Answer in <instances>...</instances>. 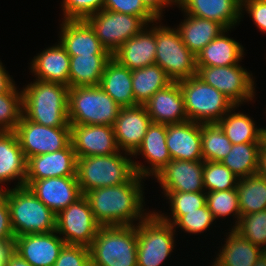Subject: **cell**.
<instances>
[{"instance_id": "11a10c76", "label": "cell", "mask_w": 266, "mask_h": 266, "mask_svg": "<svg viewBox=\"0 0 266 266\" xmlns=\"http://www.w3.org/2000/svg\"><path fill=\"white\" fill-rule=\"evenodd\" d=\"M7 248L0 246V266H4L5 251Z\"/></svg>"}, {"instance_id": "7a4b0ae2", "label": "cell", "mask_w": 266, "mask_h": 266, "mask_svg": "<svg viewBox=\"0 0 266 266\" xmlns=\"http://www.w3.org/2000/svg\"><path fill=\"white\" fill-rule=\"evenodd\" d=\"M68 90L64 84L35 79L22 89L23 115L47 127H70Z\"/></svg>"}, {"instance_id": "f6af8a7d", "label": "cell", "mask_w": 266, "mask_h": 266, "mask_svg": "<svg viewBox=\"0 0 266 266\" xmlns=\"http://www.w3.org/2000/svg\"><path fill=\"white\" fill-rule=\"evenodd\" d=\"M103 9L140 17L147 25L158 20L142 0H104Z\"/></svg>"}, {"instance_id": "f907efd6", "label": "cell", "mask_w": 266, "mask_h": 266, "mask_svg": "<svg viewBox=\"0 0 266 266\" xmlns=\"http://www.w3.org/2000/svg\"><path fill=\"white\" fill-rule=\"evenodd\" d=\"M4 266H31L12 248H7L5 251Z\"/></svg>"}, {"instance_id": "d4e9b609", "label": "cell", "mask_w": 266, "mask_h": 266, "mask_svg": "<svg viewBox=\"0 0 266 266\" xmlns=\"http://www.w3.org/2000/svg\"><path fill=\"white\" fill-rule=\"evenodd\" d=\"M59 42L70 56L110 54L86 20H63Z\"/></svg>"}, {"instance_id": "7bdbcfd3", "label": "cell", "mask_w": 266, "mask_h": 266, "mask_svg": "<svg viewBox=\"0 0 266 266\" xmlns=\"http://www.w3.org/2000/svg\"><path fill=\"white\" fill-rule=\"evenodd\" d=\"M214 221L215 218L206 204L196 211L181 215L172 225L174 229L180 228L184 233L200 234L208 230Z\"/></svg>"}, {"instance_id": "8992f818", "label": "cell", "mask_w": 266, "mask_h": 266, "mask_svg": "<svg viewBox=\"0 0 266 266\" xmlns=\"http://www.w3.org/2000/svg\"><path fill=\"white\" fill-rule=\"evenodd\" d=\"M120 109L100 86H76L68 90L69 124L113 126Z\"/></svg>"}, {"instance_id": "8d00e7d4", "label": "cell", "mask_w": 266, "mask_h": 266, "mask_svg": "<svg viewBox=\"0 0 266 266\" xmlns=\"http://www.w3.org/2000/svg\"><path fill=\"white\" fill-rule=\"evenodd\" d=\"M203 161L220 162L231 151L233 144L218 123L201 124Z\"/></svg>"}, {"instance_id": "8fae6325", "label": "cell", "mask_w": 266, "mask_h": 266, "mask_svg": "<svg viewBox=\"0 0 266 266\" xmlns=\"http://www.w3.org/2000/svg\"><path fill=\"white\" fill-rule=\"evenodd\" d=\"M86 21L111 55L147 25L140 17L104 9L91 15Z\"/></svg>"}, {"instance_id": "ba28073f", "label": "cell", "mask_w": 266, "mask_h": 266, "mask_svg": "<svg viewBox=\"0 0 266 266\" xmlns=\"http://www.w3.org/2000/svg\"><path fill=\"white\" fill-rule=\"evenodd\" d=\"M176 230L155 210L137 224V266H160L175 246Z\"/></svg>"}, {"instance_id": "603a6c76", "label": "cell", "mask_w": 266, "mask_h": 266, "mask_svg": "<svg viewBox=\"0 0 266 266\" xmlns=\"http://www.w3.org/2000/svg\"><path fill=\"white\" fill-rule=\"evenodd\" d=\"M177 7L188 15L216 21L226 29L235 28L244 15L240 0H177Z\"/></svg>"}, {"instance_id": "5bb4252c", "label": "cell", "mask_w": 266, "mask_h": 266, "mask_svg": "<svg viewBox=\"0 0 266 266\" xmlns=\"http://www.w3.org/2000/svg\"><path fill=\"white\" fill-rule=\"evenodd\" d=\"M71 143L77 158L120 152L113 126L70 124Z\"/></svg>"}, {"instance_id": "484cf974", "label": "cell", "mask_w": 266, "mask_h": 266, "mask_svg": "<svg viewBox=\"0 0 266 266\" xmlns=\"http://www.w3.org/2000/svg\"><path fill=\"white\" fill-rule=\"evenodd\" d=\"M30 65L36 80L69 86L70 55L59 41L34 56Z\"/></svg>"}, {"instance_id": "3957f363", "label": "cell", "mask_w": 266, "mask_h": 266, "mask_svg": "<svg viewBox=\"0 0 266 266\" xmlns=\"http://www.w3.org/2000/svg\"><path fill=\"white\" fill-rule=\"evenodd\" d=\"M131 157V154L120 151L103 156L77 158L76 177L82 194L96 188L128 182L136 174Z\"/></svg>"}, {"instance_id": "74e56055", "label": "cell", "mask_w": 266, "mask_h": 266, "mask_svg": "<svg viewBox=\"0 0 266 266\" xmlns=\"http://www.w3.org/2000/svg\"><path fill=\"white\" fill-rule=\"evenodd\" d=\"M169 202L170 215L155 212L162 220L173 224L181 215L196 211L206 205V192L162 191ZM167 215V216H166ZM171 216V217H170Z\"/></svg>"}, {"instance_id": "5b68a950", "label": "cell", "mask_w": 266, "mask_h": 266, "mask_svg": "<svg viewBox=\"0 0 266 266\" xmlns=\"http://www.w3.org/2000/svg\"><path fill=\"white\" fill-rule=\"evenodd\" d=\"M89 249L91 266H137V225L101 226Z\"/></svg>"}, {"instance_id": "816d5d0a", "label": "cell", "mask_w": 266, "mask_h": 266, "mask_svg": "<svg viewBox=\"0 0 266 266\" xmlns=\"http://www.w3.org/2000/svg\"><path fill=\"white\" fill-rule=\"evenodd\" d=\"M5 68L0 60V94L8 92L16 85L13 77H10L9 72Z\"/></svg>"}, {"instance_id": "60d3db41", "label": "cell", "mask_w": 266, "mask_h": 266, "mask_svg": "<svg viewBox=\"0 0 266 266\" xmlns=\"http://www.w3.org/2000/svg\"><path fill=\"white\" fill-rule=\"evenodd\" d=\"M238 177L218 161H203V185L205 192L235 189Z\"/></svg>"}, {"instance_id": "7dc6e473", "label": "cell", "mask_w": 266, "mask_h": 266, "mask_svg": "<svg viewBox=\"0 0 266 266\" xmlns=\"http://www.w3.org/2000/svg\"><path fill=\"white\" fill-rule=\"evenodd\" d=\"M15 235L11 225L10 210L6 196L0 191V246L12 248Z\"/></svg>"}, {"instance_id": "bcb514c9", "label": "cell", "mask_w": 266, "mask_h": 266, "mask_svg": "<svg viewBox=\"0 0 266 266\" xmlns=\"http://www.w3.org/2000/svg\"><path fill=\"white\" fill-rule=\"evenodd\" d=\"M53 266H91L89 247L64 244Z\"/></svg>"}, {"instance_id": "db71d44e", "label": "cell", "mask_w": 266, "mask_h": 266, "mask_svg": "<svg viewBox=\"0 0 266 266\" xmlns=\"http://www.w3.org/2000/svg\"><path fill=\"white\" fill-rule=\"evenodd\" d=\"M253 266H266V251L260 256Z\"/></svg>"}, {"instance_id": "f5cc1de1", "label": "cell", "mask_w": 266, "mask_h": 266, "mask_svg": "<svg viewBox=\"0 0 266 266\" xmlns=\"http://www.w3.org/2000/svg\"><path fill=\"white\" fill-rule=\"evenodd\" d=\"M257 174L266 179V149L263 146L259 153Z\"/></svg>"}, {"instance_id": "4316f807", "label": "cell", "mask_w": 266, "mask_h": 266, "mask_svg": "<svg viewBox=\"0 0 266 266\" xmlns=\"http://www.w3.org/2000/svg\"><path fill=\"white\" fill-rule=\"evenodd\" d=\"M27 159L14 131H0V184L18 180L13 187L24 186ZM3 182V183H2ZM0 185V191L3 186Z\"/></svg>"}, {"instance_id": "ee69618b", "label": "cell", "mask_w": 266, "mask_h": 266, "mask_svg": "<svg viewBox=\"0 0 266 266\" xmlns=\"http://www.w3.org/2000/svg\"><path fill=\"white\" fill-rule=\"evenodd\" d=\"M62 20H86L103 9L104 0H62Z\"/></svg>"}, {"instance_id": "4dcf8cb0", "label": "cell", "mask_w": 266, "mask_h": 266, "mask_svg": "<svg viewBox=\"0 0 266 266\" xmlns=\"http://www.w3.org/2000/svg\"><path fill=\"white\" fill-rule=\"evenodd\" d=\"M183 14L185 19L177 25L176 29L183 43L194 55H197L213 39L226 30L222 24L216 21Z\"/></svg>"}, {"instance_id": "d590c367", "label": "cell", "mask_w": 266, "mask_h": 266, "mask_svg": "<svg viewBox=\"0 0 266 266\" xmlns=\"http://www.w3.org/2000/svg\"><path fill=\"white\" fill-rule=\"evenodd\" d=\"M236 189L241 215L266 210V179L258 174L239 178Z\"/></svg>"}, {"instance_id": "e0dca14e", "label": "cell", "mask_w": 266, "mask_h": 266, "mask_svg": "<svg viewBox=\"0 0 266 266\" xmlns=\"http://www.w3.org/2000/svg\"><path fill=\"white\" fill-rule=\"evenodd\" d=\"M77 157L72 143L66 148L27 159V175L24 186L35 180L52 177L76 176Z\"/></svg>"}, {"instance_id": "c3c4849f", "label": "cell", "mask_w": 266, "mask_h": 266, "mask_svg": "<svg viewBox=\"0 0 266 266\" xmlns=\"http://www.w3.org/2000/svg\"><path fill=\"white\" fill-rule=\"evenodd\" d=\"M246 11L260 31L266 33V0H244L241 13Z\"/></svg>"}, {"instance_id": "7c38bea8", "label": "cell", "mask_w": 266, "mask_h": 266, "mask_svg": "<svg viewBox=\"0 0 266 266\" xmlns=\"http://www.w3.org/2000/svg\"><path fill=\"white\" fill-rule=\"evenodd\" d=\"M100 227L84 195L56 215V232L66 244L90 247Z\"/></svg>"}, {"instance_id": "9f6ffc18", "label": "cell", "mask_w": 266, "mask_h": 266, "mask_svg": "<svg viewBox=\"0 0 266 266\" xmlns=\"http://www.w3.org/2000/svg\"><path fill=\"white\" fill-rule=\"evenodd\" d=\"M262 146L266 149V127H262Z\"/></svg>"}, {"instance_id": "ffe728a7", "label": "cell", "mask_w": 266, "mask_h": 266, "mask_svg": "<svg viewBox=\"0 0 266 266\" xmlns=\"http://www.w3.org/2000/svg\"><path fill=\"white\" fill-rule=\"evenodd\" d=\"M28 187L56 215L83 196L76 176L35 180Z\"/></svg>"}, {"instance_id": "2e32d148", "label": "cell", "mask_w": 266, "mask_h": 266, "mask_svg": "<svg viewBox=\"0 0 266 266\" xmlns=\"http://www.w3.org/2000/svg\"><path fill=\"white\" fill-rule=\"evenodd\" d=\"M137 155H142L148 164L133 160L135 173L145 179L154 177L172 160L166 144V125L151 122L142 144L132 156L136 158Z\"/></svg>"}, {"instance_id": "7402d4cb", "label": "cell", "mask_w": 266, "mask_h": 266, "mask_svg": "<svg viewBox=\"0 0 266 266\" xmlns=\"http://www.w3.org/2000/svg\"><path fill=\"white\" fill-rule=\"evenodd\" d=\"M166 144L172 160L203 161L201 123L185 121L166 125Z\"/></svg>"}, {"instance_id": "d6a6232c", "label": "cell", "mask_w": 266, "mask_h": 266, "mask_svg": "<svg viewBox=\"0 0 266 266\" xmlns=\"http://www.w3.org/2000/svg\"><path fill=\"white\" fill-rule=\"evenodd\" d=\"M234 106L217 123L232 144L262 143V127L258 128L252 117L235 112Z\"/></svg>"}, {"instance_id": "d6986e66", "label": "cell", "mask_w": 266, "mask_h": 266, "mask_svg": "<svg viewBox=\"0 0 266 266\" xmlns=\"http://www.w3.org/2000/svg\"><path fill=\"white\" fill-rule=\"evenodd\" d=\"M151 122L144 105L121 107L113 125L119 149L133 155L142 144Z\"/></svg>"}, {"instance_id": "836d02e7", "label": "cell", "mask_w": 266, "mask_h": 266, "mask_svg": "<svg viewBox=\"0 0 266 266\" xmlns=\"http://www.w3.org/2000/svg\"><path fill=\"white\" fill-rule=\"evenodd\" d=\"M173 81L157 64L132 70V90L135 102L144 105L157 91Z\"/></svg>"}, {"instance_id": "f546056e", "label": "cell", "mask_w": 266, "mask_h": 266, "mask_svg": "<svg viewBox=\"0 0 266 266\" xmlns=\"http://www.w3.org/2000/svg\"><path fill=\"white\" fill-rule=\"evenodd\" d=\"M99 86L121 107L138 105L132 90V70L113 58L106 63Z\"/></svg>"}, {"instance_id": "b9f144b4", "label": "cell", "mask_w": 266, "mask_h": 266, "mask_svg": "<svg viewBox=\"0 0 266 266\" xmlns=\"http://www.w3.org/2000/svg\"><path fill=\"white\" fill-rule=\"evenodd\" d=\"M234 230L246 240L266 251V210L241 215Z\"/></svg>"}, {"instance_id": "6da1fadb", "label": "cell", "mask_w": 266, "mask_h": 266, "mask_svg": "<svg viewBox=\"0 0 266 266\" xmlns=\"http://www.w3.org/2000/svg\"><path fill=\"white\" fill-rule=\"evenodd\" d=\"M143 180L144 177L135 174L124 184L88 191L84 196L97 223L100 226H131L142 221L150 213L144 209Z\"/></svg>"}, {"instance_id": "83f0119b", "label": "cell", "mask_w": 266, "mask_h": 266, "mask_svg": "<svg viewBox=\"0 0 266 266\" xmlns=\"http://www.w3.org/2000/svg\"><path fill=\"white\" fill-rule=\"evenodd\" d=\"M225 244L216 253L212 266H253L265 252L261 247L254 245L243 238L234 229L226 233Z\"/></svg>"}, {"instance_id": "ac0fdd59", "label": "cell", "mask_w": 266, "mask_h": 266, "mask_svg": "<svg viewBox=\"0 0 266 266\" xmlns=\"http://www.w3.org/2000/svg\"><path fill=\"white\" fill-rule=\"evenodd\" d=\"M154 178L163 191L205 192L203 161L171 160Z\"/></svg>"}, {"instance_id": "9a60e30c", "label": "cell", "mask_w": 266, "mask_h": 266, "mask_svg": "<svg viewBox=\"0 0 266 266\" xmlns=\"http://www.w3.org/2000/svg\"><path fill=\"white\" fill-rule=\"evenodd\" d=\"M64 244L55 230L15 237L12 249L31 266H53Z\"/></svg>"}, {"instance_id": "e575fe53", "label": "cell", "mask_w": 266, "mask_h": 266, "mask_svg": "<svg viewBox=\"0 0 266 266\" xmlns=\"http://www.w3.org/2000/svg\"><path fill=\"white\" fill-rule=\"evenodd\" d=\"M262 143L233 144L231 151L220 162L238 178L257 174Z\"/></svg>"}, {"instance_id": "30bf717a", "label": "cell", "mask_w": 266, "mask_h": 266, "mask_svg": "<svg viewBox=\"0 0 266 266\" xmlns=\"http://www.w3.org/2000/svg\"><path fill=\"white\" fill-rule=\"evenodd\" d=\"M240 65L196 66L197 76L223 93L235 106H241L243 103L252 101L256 91L252 73Z\"/></svg>"}, {"instance_id": "f1b7e54d", "label": "cell", "mask_w": 266, "mask_h": 266, "mask_svg": "<svg viewBox=\"0 0 266 266\" xmlns=\"http://www.w3.org/2000/svg\"><path fill=\"white\" fill-rule=\"evenodd\" d=\"M228 31L231 30H224L196 55V66L219 67L240 63L245 55L244 47L227 36Z\"/></svg>"}, {"instance_id": "ab89813d", "label": "cell", "mask_w": 266, "mask_h": 266, "mask_svg": "<svg viewBox=\"0 0 266 266\" xmlns=\"http://www.w3.org/2000/svg\"><path fill=\"white\" fill-rule=\"evenodd\" d=\"M17 88L0 94V131H15L23 115V93Z\"/></svg>"}, {"instance_id": "4fadbf2b", "label": "cell", "mask_w": 266, "mask_h": 266, "mask_svg": "<svg viewBox=\"0 0 266 266\" xmlns=\"http://www.w3.org/2000/svg\"><path fill=\"white\" fill-rule=\"evenodd\" d=\"M15 134L26 159L60 151L71 143L70 127H47L22 115Z\"/></svg>"}, {"instance_id": "1f68e13d", "label": "cell", "mask_w": 266, "mask_h": 266, "mask_svg": "<svg viewBox=\"0 0 266 266\" xmlns=\"http://www.w3.org/2000/svg\"><path fill=\"white\" fill-rule=\"evenodd\" d=\"M111 54L70 56L69 88L99 86Z\"/></svg>"}, {"instance_id": "9c48e42d", "label": "cell", "mask_w": 266, "mask_h": 266, "mask_svg": "<svg viewBox=\"0 0 266 266\" xmlns=\"http://www.w3.org/2000/svg\"><path fill=\"white\" fill-rule=\"evenodd\" d=\"M155 23V64L159 65L173 82L197 75L196 55L183 43L177 29L164 26L161 19Z\"/></svg>"}, {"instance_id": "44dd1931", "label": "cell", "mask_w": 266, "mask_h": 266, "mask_svg": "<svg viewBox=\"0 0 266 266\" xmlns=\"http://www.w3.org/2000/svg\"><path fill=\"white\" fill-rule=\"evenodd\" d=\"M151 26V28H150ZM156 24L146 25L138 34L127 40L113 55L120 65L129 70L155 64Z\"/></svg>"}, {"instance_id": "277c9868", "label": "cell", "mask_w": 266, "mask_h": 266, "mask_svg": "<svg viewBox=\"0 0 266 266\" xmlns=\"http://www.w3.org/2000/svg\"><path fill=\"white\" fill-rule=\"evenodd\" d=\"M11 225L15 237L30 233H50L56 230V214L27 186L5 188Z\"/></svg>"}, {"instance_id": "cb8c5ba5", "label": "cell", "mask_w": 266, "mask_h": 266, "mask_svg": "<svg viewBox=\"0 0 266 266\" xmlns=\"http://www.w3.org/2000/svg\"><path fill=\"white\" fill-rule=\"evenodd\" d=\"M144 106L153 123L169 125L189 121L179 82L157 91Z\"/></svg>"}, {"instance_id": "f35d334b", "label": "cell", "mask_w": 266, "mask_h": 266, "mask_svg": "<svg viewBox=\"0 0 266 266\" xmlns=\"http://www.w3.org/2000/svg\"><path fill=\"white\" fill-rule=\"evenodd\" d=\"M206 204L215 220L219 217L222 219L226 216H234L235 223L231 229H234L241 218L239 208V195L237 189H228L222 191L206 192Z\"/></svg>"}, {"instance_id": "52a82bcc", "label": "cell", "mask_w": 266, "mask_h": 266, "mask_svg": "<svg viewBox=\"0 0 266 266\" xmlns=\"http://www.w3.org/2000/svg\"><path fill=\"white\" fill-rule=\"evenodd\" d=\"M189 121L217 123L235 105L197 75L178 81Z\"/></svg>"}, {"instance_id": "681fc988", "label": "cell", "mask_w": 266, "mask_h": 266, "mask_svg": "<svg viewBox=\"0 0 266 266\" xmlns=\"http://www.w3.org/2000/svg\"><path fill=\"white\" fill-rule=\"evenodd\" d=\"M142 2L158 19L162 20L164 8L177 6V0H142Z\"/></svg>"}]
</instances>
